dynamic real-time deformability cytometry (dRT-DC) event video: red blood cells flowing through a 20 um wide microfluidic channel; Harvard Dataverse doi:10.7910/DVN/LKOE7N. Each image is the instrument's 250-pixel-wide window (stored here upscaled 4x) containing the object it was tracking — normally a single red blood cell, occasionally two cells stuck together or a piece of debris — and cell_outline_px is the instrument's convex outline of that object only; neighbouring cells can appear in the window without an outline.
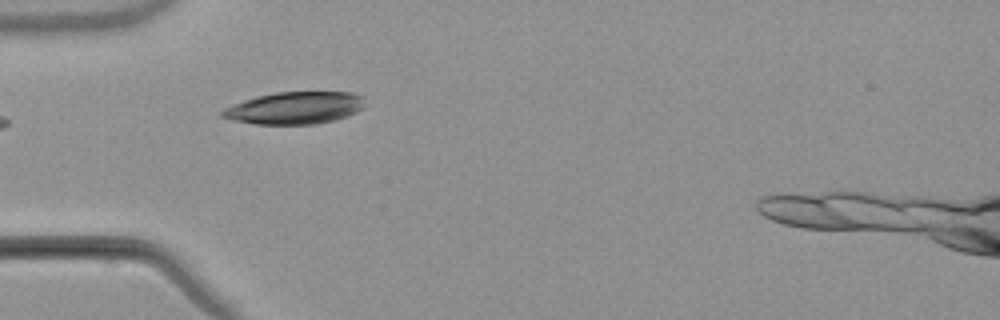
{"species": "common noctule bat (a hibernating species)", "species_latin": "Nyctalus noctula", "temperature_condition": "warm", "stored_images_in_passage": 3, "camera_frame_rate_fps": 3000, "um_per_image_px": 0.085, "animal": {"sex": "male", "body_mass_g": 21.5, "forearm_length_mm": 52.0}, "frame": {"image": 1, "passage_image": 2, "time_ms": 4.0, "image_size_px": [1000, 320], "cell_outline_px": [[364, 108], [356, 112], [332, 120], [316, 124], [256, 124], [232, 120], [220, 116], [220, 112], [224, 108], [232, 104], [256, 96], [276, 92], [352, 92], [364, 96]], "centroid_in_image_um": [25.04, 9.16], "position_along_channel_um": 60.0, "area_um2": 26.82}}
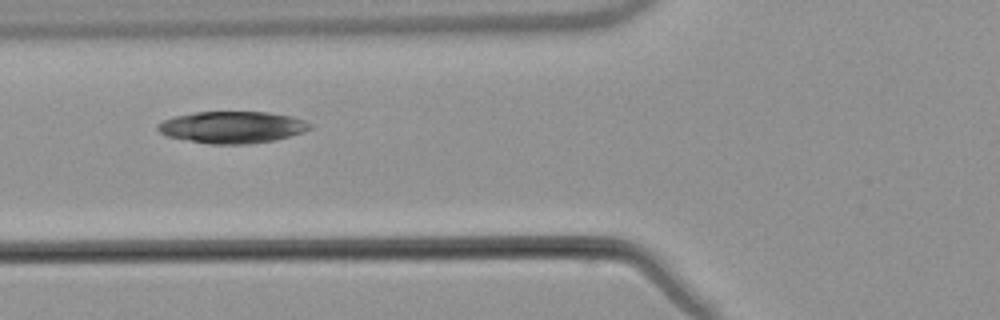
{"frame": {"image": 2, "passage_image": 3, "time_ms": 5.333, "image_size_px": [1000, 320], "cell_outline_px": [[312, 128], [304, 132], [276, 140], [248, 144], [212, 144], [188, 140], [168, 136], [160, 132], [156, 128], [156, 124], [164, 120], [176, 116], [196, 112], [268, 112], [292, 116], [304, 120], [312, 124]], "centroid_in_image_um": [19.78, 10.81], "position_along_channel_um": 106.0, "area_um2": 28.21}}